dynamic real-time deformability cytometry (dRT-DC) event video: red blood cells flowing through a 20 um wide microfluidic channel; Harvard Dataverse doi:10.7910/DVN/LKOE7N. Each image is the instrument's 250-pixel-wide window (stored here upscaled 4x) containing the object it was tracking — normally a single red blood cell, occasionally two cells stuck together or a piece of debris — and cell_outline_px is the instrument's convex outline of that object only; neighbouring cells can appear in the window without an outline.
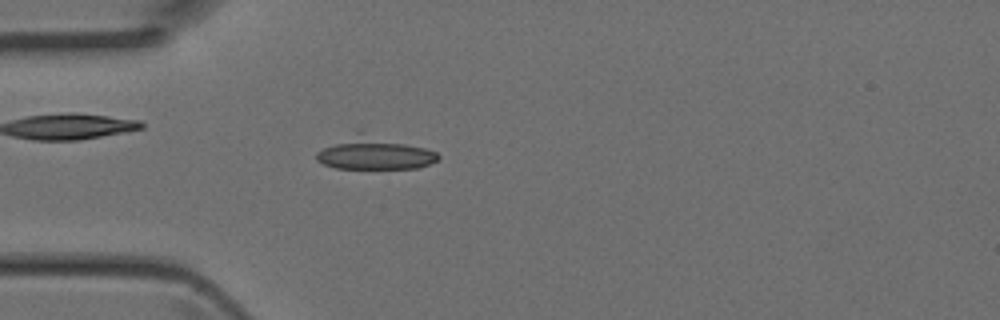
{"species": "Egyptian fruit bat (a non-hibernating species)", "species_latin": "Rousettus aegyptiacus", "temperature_condition": "room temperature", "stored_images_in_passage": 1, "camera_frame_rate_fps": 3000, "um_per_image_px": 0.085, "animal": {"sex": "female"}, "frame": {"image": 1, "passage_image": 1, "time_ms": 0.0, "image_size_px": [1000, 320], "cell_outline_px": [[440, 156], [436, 160], [428, 164], [416, 168], [336, 168], [324, 164], [316, 160], [316, 152], [356, 128], [360, 128], [424, 148], [436, 152]], "centroid_in_image_um": [31.75, 12.95], "position_along_channel_um": 53.2, "area_um2": 23.76}}